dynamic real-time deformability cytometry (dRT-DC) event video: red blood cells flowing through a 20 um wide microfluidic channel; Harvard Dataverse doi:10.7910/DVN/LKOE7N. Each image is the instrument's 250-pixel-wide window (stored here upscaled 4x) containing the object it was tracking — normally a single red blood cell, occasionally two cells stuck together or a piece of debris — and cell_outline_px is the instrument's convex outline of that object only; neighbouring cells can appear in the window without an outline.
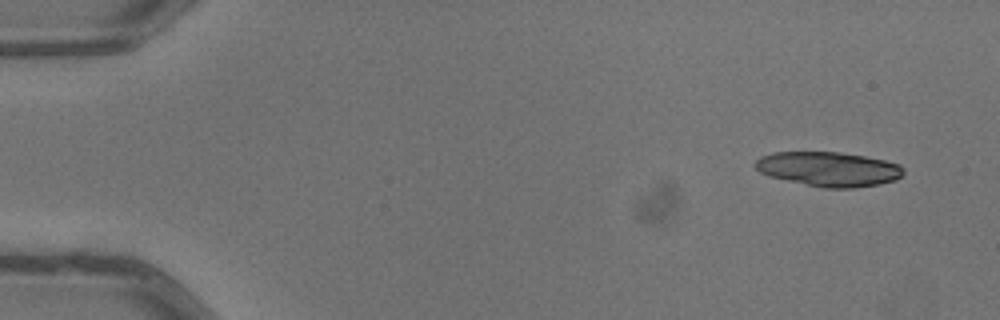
{"species": "common noctule bat (a hibernating species)", "species_latin": "Nyctalus noctula", "temperature_condition": "warm", "stored_images_in_passage": 8, "camera_frame_rate_fps": 3000, "um_per_image_px": 0.085, "animal": {"sex": "male", "body_mass_g": 13.3}, "frame": {"image": 1, "passage_image": 1, "time_ms": 0.0, "image_size_px": [1000, 320], "cell_outline_px": [[904, 172], [896, 180], [880, 184], [852, 188], [824, 188], [768, 176], [760, 172], [752, 164], [760, 156], [772, 152], [840, 152], [864, 156], [884, 160], [900, 164], [904, 168]], "centroid_in_image_um": [70.42, 14.37], "position_along_channel_um": 14.6, "area_um2": 29.94}}
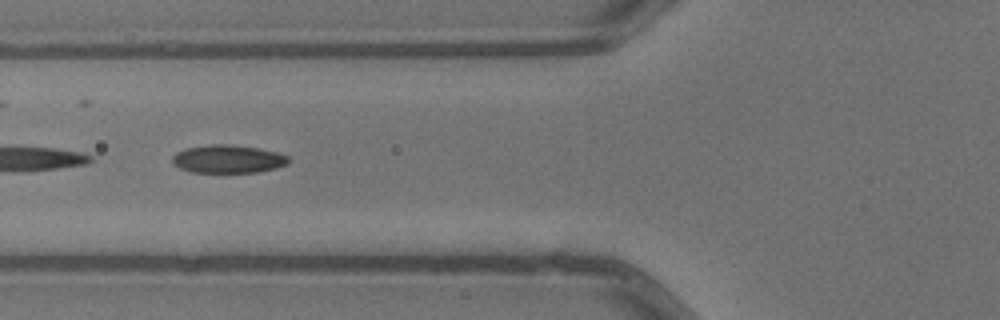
{"frame": {"image": 2, "passage_image": 6, "time_ms": 1.667, "image_size_px": [1000, 320], "cell_outline_px": [[288, 164], [276, 168], [256, 172], [192, 172], [180, 168], [172, 164], [172, 156], [176, 152], [188, 148], [212, 144], [228, 144], [256, 148], [276, 152], [288, 156]], "centroid_in_image_um": [19.36, 13.52], "position_along_channel_um": 106.4, "area_um2": 18.84}}
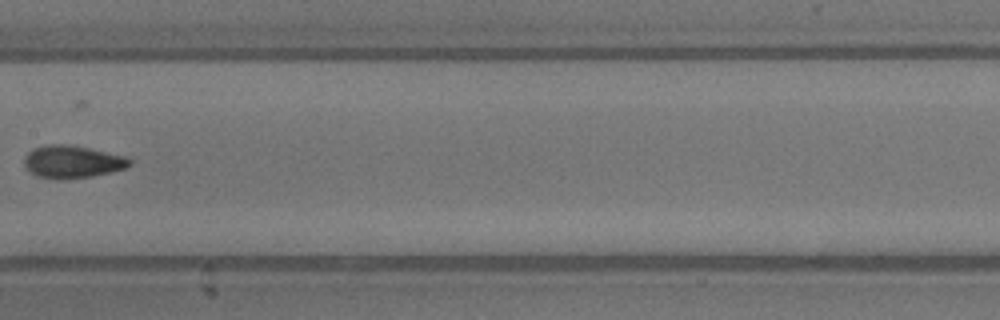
{"frame": {"image": 3, "passage_image": 8, "time_ms": 2.333, "image_size_px": [1000, 320], "cell_outline_px": [[132, 164], [124, 168], [92, 176], [36, 176], [24, 164], [24, 156], [32, 148], [48, 144], [68, 144], [88, 148], [124, 156], [132, 160]], "centroid_in_image_um": [6.14, 13.69], "position_along_channel_um": 201.3, "area_um2": 19.07}}